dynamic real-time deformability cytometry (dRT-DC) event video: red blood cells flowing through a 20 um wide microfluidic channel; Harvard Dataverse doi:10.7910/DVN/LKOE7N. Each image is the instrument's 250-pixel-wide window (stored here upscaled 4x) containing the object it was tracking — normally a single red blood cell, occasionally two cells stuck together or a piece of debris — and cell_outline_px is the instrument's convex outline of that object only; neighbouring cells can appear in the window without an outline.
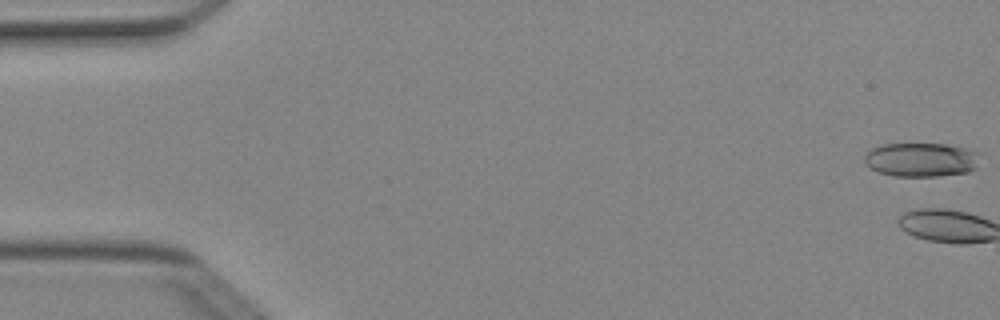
{"species": "Egyptian fruit bat (a non-hibernating species)", "species_latin": "Rousettus aegyptiacus", "temperature_condition": "cold", "stored_images_in_passage": 5, "camera_frame_rate_fps": 3000, "um_per_image_px": 0.085, "animal": {"sex": "female"}, "frame": {"image": 1, "passage_image": 1, "time_ms": 0.0, "image_size_px": [1000, 320], "cell_outline_px": [[976, 168], [968, 172], [940, 176], [892, 176], [868, 168], [864, 160], [864, 156], [872, 148], [884, 144], [948, 144], [972, 148], [976, 152]], "centroid_in_image_um": [78.28, 13.57], "position_along_channel_um": 6.7, "area_um2": 22.95}}
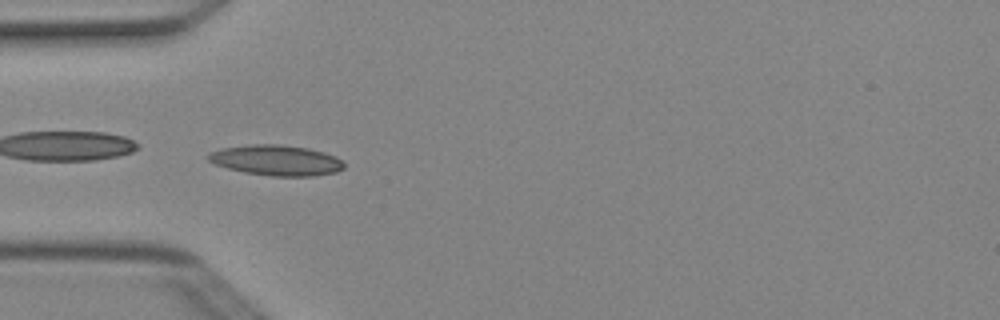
{"frame": {"image": 2, "passage_image": 5, "time_ms": 1.333, "image_size_px": [1000, 320], "cell_outline_px": [[344, 168], [336, 172], [312, 176], [272, 176], [244, 172], [228, 168], [216, 164], [208, 160], [204, 156], [208, 152], [220, 148], [252, 144], [276, 144], [308, 148], [324, 152], [336, 156], [344, 164]], "centroid_in_image_um": [23.45, 13.62], "position_along_channel_um": 61.6, "area_um2": 24.16}}